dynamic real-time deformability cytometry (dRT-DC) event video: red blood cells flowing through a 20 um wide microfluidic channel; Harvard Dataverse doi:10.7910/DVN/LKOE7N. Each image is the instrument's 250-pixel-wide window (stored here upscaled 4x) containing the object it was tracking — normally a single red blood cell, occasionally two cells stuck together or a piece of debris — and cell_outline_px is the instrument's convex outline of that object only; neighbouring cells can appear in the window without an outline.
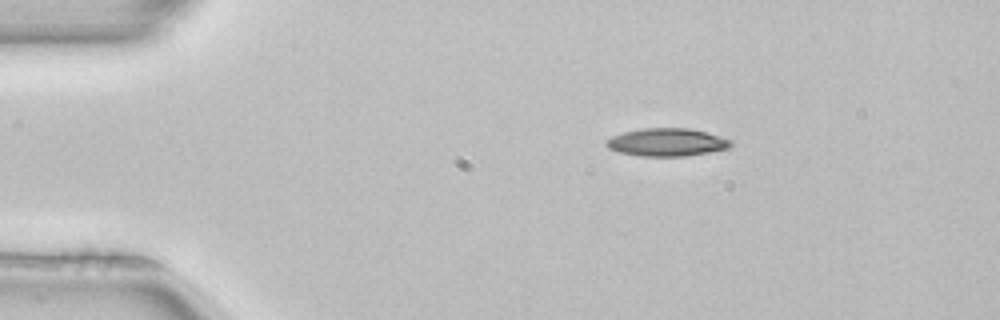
{"species": "common noctule bat (a hibernating species)", "species_latin": "Nyctalus noctula", "temperature_condition": "room temperature", "stored_images_in_passage": 3, "camera_frame_rate_fps": 3000, "um_per_image_px": 0.085, "animal": {"sex": "female", "body_mass_g": 22.7, "forearm_length_mm": 54.2}, "frame": {"image": 1, "passage_image": 1, "time_ms": 0.0, "image_size_px": [1000, 320], "cell_outline_px": [[732, 144], [728, 148], [708, 152], [684, 156], [640, 156], [620, 152], [608, 148], [604, 144], [604, 140], [612, 136], [624, 132], [644, 128], [688, 128], [720, 136], [732, 140]], "centroid_in_image_um": [56.65, 12.09], "position_along_channel_um": 28.4, "area_um2": 20.11}}
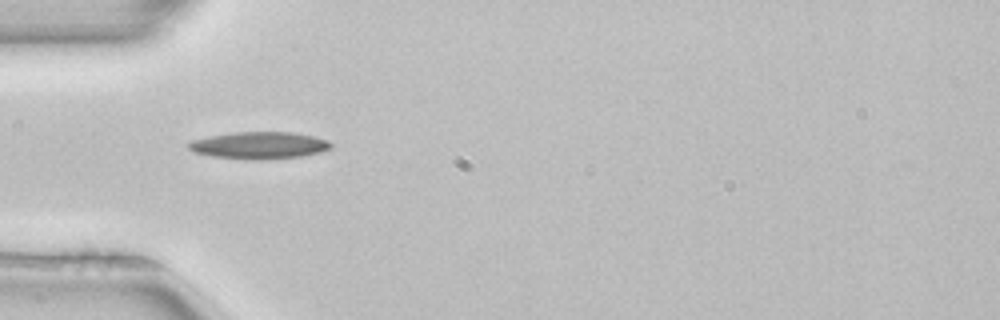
{"frame": {"image": 2, "passage_image": 3, "time_ms": 0.667, "image_size_px": [1000, 320], "cell_outline_px": [[332, 148], [320, 152], [300, 156], [264, 160], [252, 160], [212, 156], [192, 152], [184, 144], [192, 140], [212, 136], [236, 132], [292, 132], [316, 136], [328, 140], [332, 144]], "centroid_in_image_um": [22.03, 12.36], "position_along_channel_um": 63.0, "area_um2": 22.6}}